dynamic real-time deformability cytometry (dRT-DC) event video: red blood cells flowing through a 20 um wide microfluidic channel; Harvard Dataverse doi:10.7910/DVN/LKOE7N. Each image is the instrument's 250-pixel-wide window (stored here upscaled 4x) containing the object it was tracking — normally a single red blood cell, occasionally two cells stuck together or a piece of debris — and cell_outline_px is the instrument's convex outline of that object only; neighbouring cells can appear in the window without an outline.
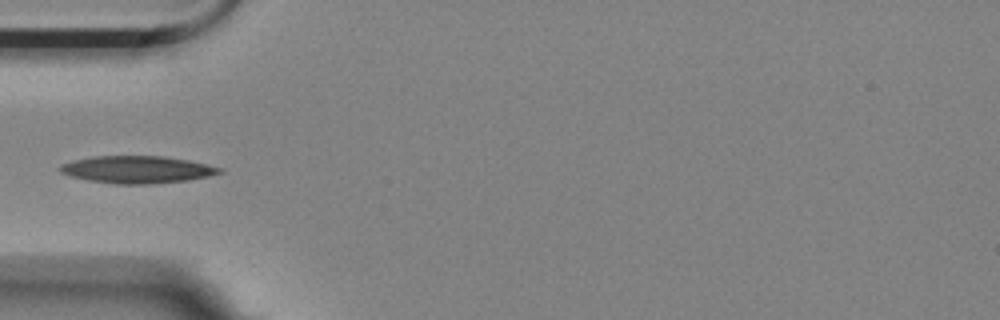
{"species": "Egyptian fruit bat (a non-hibernating species)", "species_latin": "Rousettus aegyptiacus", "temperature_condition": "room temperature", "stored_images_in_passage": 11, "camera_frame_rate_fps": 3000, "um_per_image_px": 0.085, "animal": {"sex": "female"}, "frame": {"image": 1, "passage_image": 5, "time_ms": 1.333, "image_size_px": [1000, 320], "cell_outline_px": [[224, 172], [208, 176], [188, 180], [152, 184], [116, 184], [88, 180], [72, 176], [60, 172], [60, 164], [76, 160], [96, 156], [164, 156], [188, 160], [224, 168]], "centroid_in_image_um": [11.7, 14.41], "position_along_channel_um": 73.3, "area_um2": 25.26}}
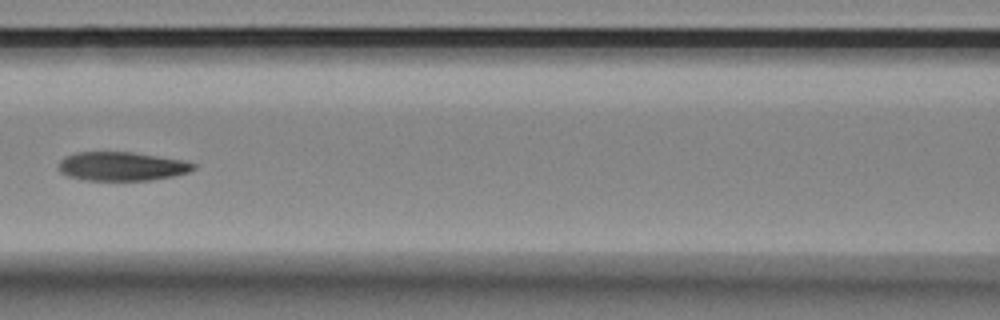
{"frame": {"image": 2, "passage_image": 7, "time_ms": 2.0, "image_size_px": [1000, 320], "cell_outline_px": [[196, 168], [188, 172], [172, 176], [152, 180], [84, 180], [68, 176], [60, 172], [60, 160], [64, 156], [76, 152], [132, 152], [184, 160], [196, 164]], "centroid_in_image_um": [10.35, 14.13], "position_along_channel_um": 156.2, "area_um2": 22.66}}
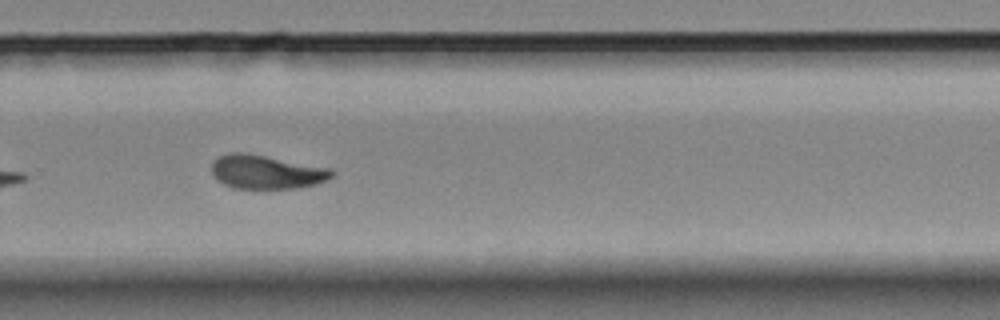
{"frame": {"image": 3, "passage_image": 11, "time_ms": 3.333, "image_size_px": [1000, 320], "cell_outline_px": [[336, 176], [328, 180], [316, 184], [300, 188], [232, 188], [216, 180], [212, 172], [212, 164], [220, 156], [228, 152], [244, 152], [332, 168], [336, 172]], "centroid_in_image_um": [22.7, 14.62], "position_along_channel_um": 307.1, "area_um2": 23.93}}